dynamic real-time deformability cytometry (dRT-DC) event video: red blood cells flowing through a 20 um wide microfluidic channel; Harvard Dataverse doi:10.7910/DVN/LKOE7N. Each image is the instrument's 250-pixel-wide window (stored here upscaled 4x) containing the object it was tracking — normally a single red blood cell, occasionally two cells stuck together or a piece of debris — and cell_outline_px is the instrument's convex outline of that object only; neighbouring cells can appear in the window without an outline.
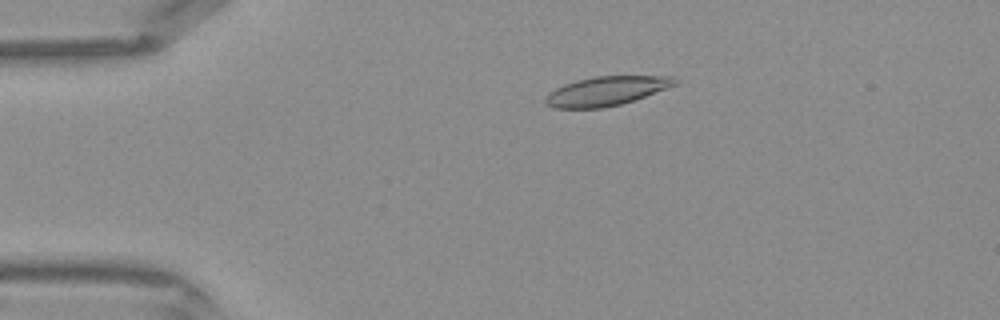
{"species": "Egyptian fruit bat (a non-hibernating species)", "species_latin": "Rousettus aegyptiacus", "temperature_condition": "warm", "stored_images_in_passage": 43, "camera_frame_rate_fps": 3000, "um_per_image_px": 0.085, "frame": {"image": 1, "passage_image": 9, "time_ms": 2.667, "image_size_px": [1000, 320], "cell_outline_px": [[680, 80], [676, 84], [644, 96], [620, 104], [604, 108], [552, 108], [544, 100], [544, 96], [548, 92], [564, 84], [576, 80], [596, 76], [672, 76]], "centroid_in_image_um": [51.49, 7.73], "position_along_channel_um": 33.5, "area_um2": 21.85}}
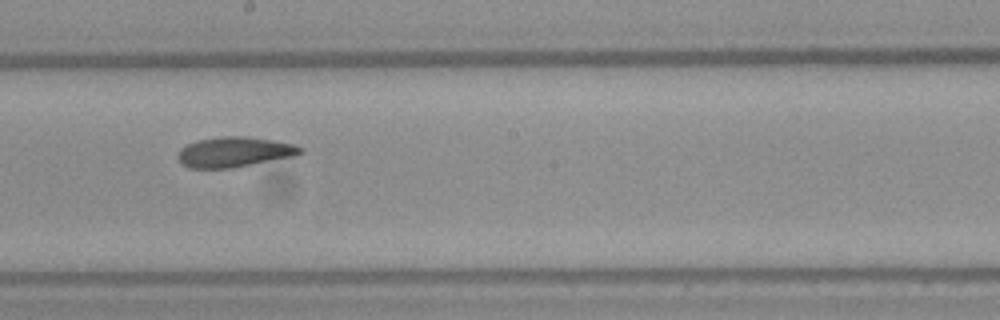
{"frame": {"image": 2, "passage_image": 24, "time_ms": 7.667, "image_size_px": [1000, 320], "cell_outline_px": [[304, 152], [292, 156], [228, 168], [188, 168], [176, 156], [180, 148], [196, 140], [224, 136], [248, 136], [296, 144], [304, 148]], "centroid_in_image_um": [19.91, 12.9], "position_along_channel_um": 228.3, "area_um2": 21.33}}
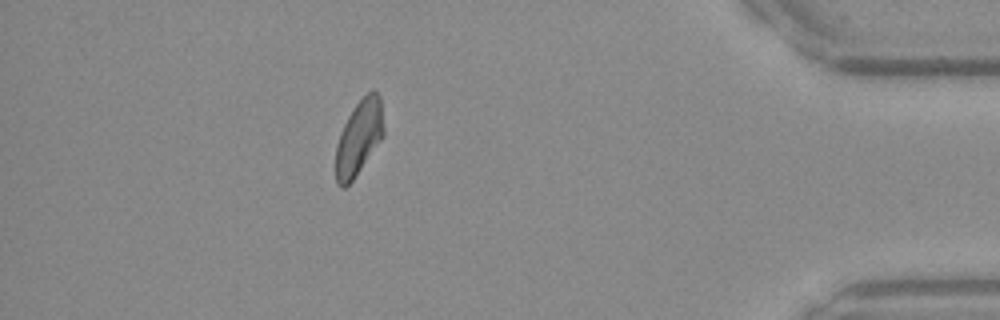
{"frame": {"image": 3, "passage_image": 38, "time_ms": 12.333, "image_size_px": [1000, 320], "cell_outline_px": [[384, 136], [352, 180], [344, 188], [340, 188], [336, 184], [336, 144], [340, 132], [348, 116], [356, 104], [372, 88], [380, 96], [384, 128]], "centroid_in_image_um": [30.51, 11.69], "position_along_channel_um": 404.7, "area_um2": 20.81}}